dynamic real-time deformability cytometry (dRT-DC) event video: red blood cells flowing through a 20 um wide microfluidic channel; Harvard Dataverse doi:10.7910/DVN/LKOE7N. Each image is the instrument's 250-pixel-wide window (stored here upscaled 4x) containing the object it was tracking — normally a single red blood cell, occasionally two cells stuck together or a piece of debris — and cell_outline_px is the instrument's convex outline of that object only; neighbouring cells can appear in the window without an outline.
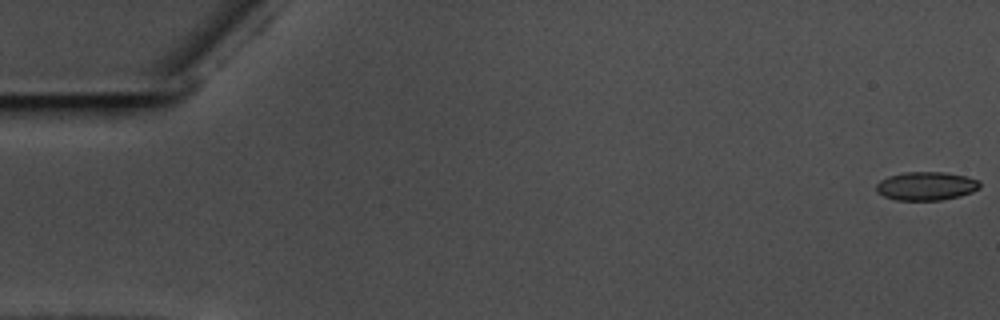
{"species": "common noctule bat (a hibernating species)", "species_latin": "Nyctalus noctula", "temperature_condition": "warm", "stored_images_in_passage": 58, "camera_frame_rate_fps": 3000, "um_per_image_px": 0.085, "animal": {"sex": "male", "body_mass_g": 17.5, "forearm_length_mm": 52.3}, "frame": {"image": 1, "passage_image": 1, "time_ms": 0.0, "image_size_px": [1000, 320], "cell_outline_px": [[980, 188], [972, 192], [960, 196], [940, 200], [896, 200], [884, 196], [876, 192], [876, 184], [880, 180], [888, 176], [904, 172], [944, 172], [964, 176], [980, 180]], "centroid_in_image_um": [78.72, 15.81], "position_along_channel_um": 6.3, "area_um2": 17.28}}
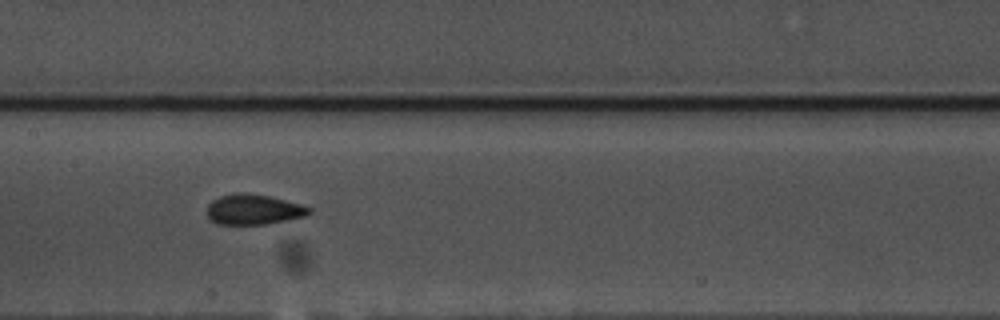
{"frame": {"image": 2, "passage_image": 29, "time_ms": 9.333, "image_size_px": [1000, 320], "cell_outline_px": [[312, 212], [304, 216], [288, 220], [264, 224], [216, 224], [208, 216], [208, 204], [212, 200], [220, 196], [232, 192], [248, 192], [268, 196], [300, 204], [312, 208]], "centroid_in_image_um": [21.54, 17.79], "position_along_channel_um": 185.9, "area_um2": 18.03}}
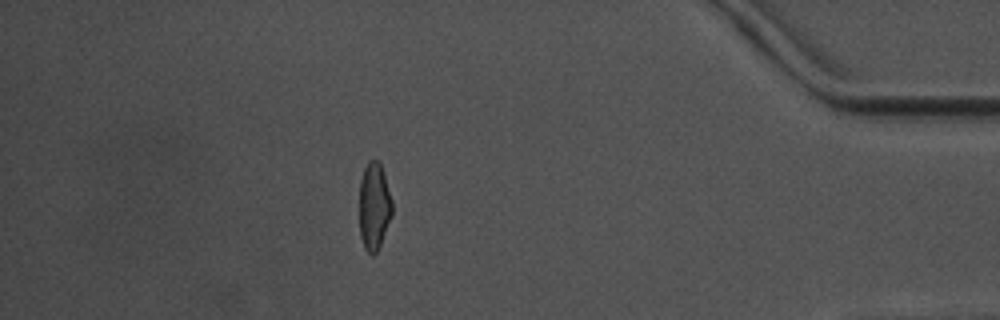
{"frame": {"image": 3, "passage_image": 51, "time_ms": 16.667, "image_size_px": [1000, 320], "cell_outline_px": [[392, 216], [380, 244], [376, 252], [372, 256], [364, 248], [360, 236], [360, 180], [364, 168], [368, 160], [380, 160], [392, 200]], "centroid_in_image_um": [31.8, 17.51], "position_along_channel_um": 403.4, "area_um2": 16.76}, "authors_computed_cell_mechanics": {"area_um2": 17.5134, "velocity_mm_per_s": 3.5868, "shape_relaxation_time_tau1_ms": 8.3457, "shape_relaxation_time_tau2_ms": 1.0879, "deformation_change_tau1": 0.1615, "deformation_change_tau2": 0.0545}}